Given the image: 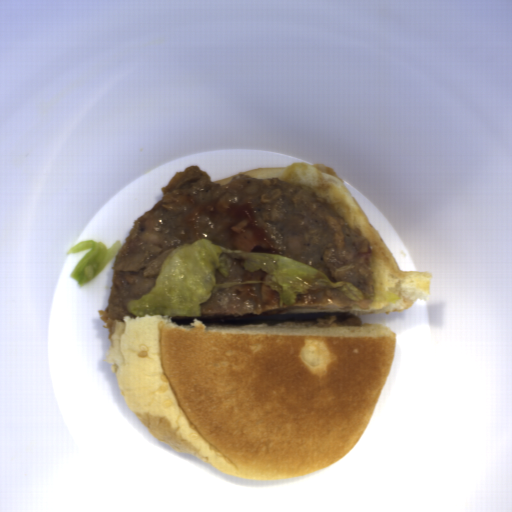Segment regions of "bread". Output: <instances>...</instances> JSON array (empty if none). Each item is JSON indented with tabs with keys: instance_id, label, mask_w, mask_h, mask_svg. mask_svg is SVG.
<instances>
[{
	"instance_id": "1",
	"label": "bread",
	"mask_w": 512,
	"mask_h": 512,
	"mask_svg": "<svg viewBox=\"0 0 512 512\" xmlns=\"http://www.w3.org/2000/svg\"><path fill=\"white\" fill-rule=\"evenodd\" d=\"M172 319H112L103 362L154 439L250 480L299 477L349 454L395 354L396 334L374 322L207 329Z\"/></svg>"
},
{
	"instance_id": "2",
	"label": "bread",
	"mask_w": 512,
	"mask_h": 512,
	"mask_svg": "<svg viewBox=\"0 0 512 512\" xmlns=\"http://www.w3.org/2000/svg\"><path fill=\"white\" fill-rule=\"evenodd\" d=\"M258 179L277 178L305 185L321 197L343 207L349 224L368 239L374 264V301L370 313L391 314L409 309L418 299L427 303L432 275L427 272H402L394 255L358 205L341 176L321 164L293 162L285 167H261L241 172Z\"/></svg>"
},
{
	"instance_id": "3",
	"label": "bread",
	"mask_w": 512,
	"mask_h": 512,
	"mask_svg": "<svg viewBox=\"0 0 512 512\" xmlns=\"http://www.w3.org/2000/svg\"><path fill=\"white\" fill-rule=\"evenodd\" d=\"M339 310H326L317 308H293L286 309L283 313H308V312H338Z\"/></svg>"
},
{
	"instance_id": "4",
	"label": "bread",
	"mask_w": 512,
	"mask_h": 512,
	"mask_svg": "<svg viewBox=\"0 0 512 512\" xmlns=\"http://www.w3.org/2000/svg\"><path fill=\"white\" fill-rule=\"evenodd\" d=\"M234 177V176H232ZM232 177H228V178H224V179H220V180H217V181H213V183H220V184H226L228 183L229 181H231Z\"/></svg>"
}]
</instances>
